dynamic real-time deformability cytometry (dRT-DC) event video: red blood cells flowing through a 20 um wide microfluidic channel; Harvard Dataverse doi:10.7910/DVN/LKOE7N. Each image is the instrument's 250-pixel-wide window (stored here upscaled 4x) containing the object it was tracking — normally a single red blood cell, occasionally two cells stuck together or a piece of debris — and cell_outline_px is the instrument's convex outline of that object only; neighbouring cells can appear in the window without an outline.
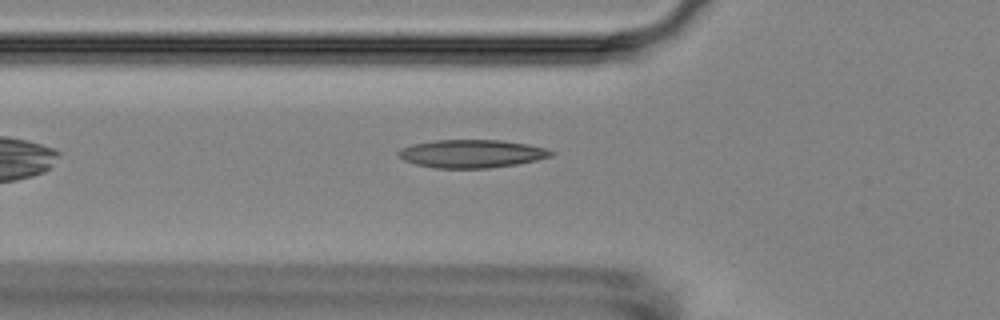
{"species": "Egyptian fruit bat (a non-hibernating species)", "species_latin": "Rousettus aegyptiacus", "temperature_condition": "room temperature", "stored_images_in_passage": 6, "camera_frame_rate_fps": 3000, "um_per_image_px": 0.085, "animal": {"sex": "female"}, "frame": {"image": 1, "passage_image": 6, "time_ms": 7.0, "image_size_px": [1000, 320], "cell_outline_px": [[556, 152], [552, 156], [536, 160], [516, 164], [488, 168], [432, 168], [416, 164], [404, 160], [396, 152], [400, 148], [412, 144], [436, 140], [500, 140], [528, 144], [548, 148]], "centroid_in_image_um": [40.11, 13.06], "position_along_channel_um": 85.7, "area_um2": 25.09}}